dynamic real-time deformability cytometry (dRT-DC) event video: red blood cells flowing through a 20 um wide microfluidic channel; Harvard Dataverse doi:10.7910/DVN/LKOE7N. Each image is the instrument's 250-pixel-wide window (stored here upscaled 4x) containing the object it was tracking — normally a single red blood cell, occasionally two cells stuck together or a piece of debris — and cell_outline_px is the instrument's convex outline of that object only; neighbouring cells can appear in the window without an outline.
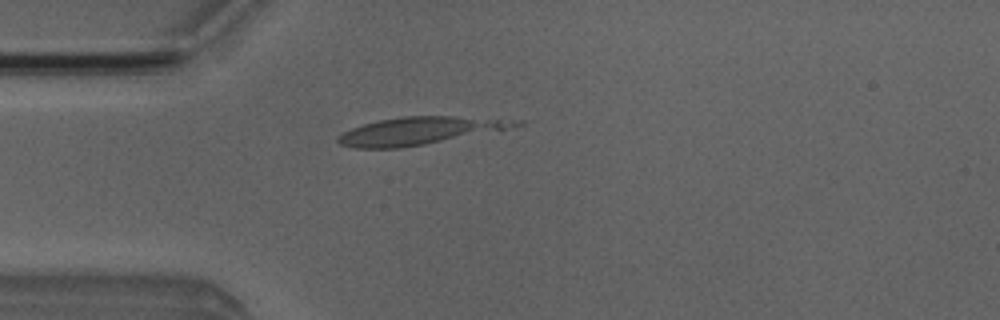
{"species": "Egyptian fruit bat (a non-hibernating species)", "species_latin": "Rousettus aegyptiacus", "temperature_condition": "room temperature", "stored_images_in_passage": 5, "camera_frame_rate_fps": 3000, "um_per_image_px": 0.085, "animal": {"sex": "male"}, "frame": {"image": 1, "passage_image": 4, "time_ms": 4.333, "image_size_px": [1000, 320], "cell_outline_px": [[524, 124], [424, 144], [400, 148], [356, 148], [340, 144], [336, 140], [344, 132], [352, 128], [364, 124], [380, 120], [404, 116], [452, 116], [524, 120]], "centroid_in_image_um": [35.6, 11.11], "position_along_channel_um": 49.4, "area_um2": 27.69}}